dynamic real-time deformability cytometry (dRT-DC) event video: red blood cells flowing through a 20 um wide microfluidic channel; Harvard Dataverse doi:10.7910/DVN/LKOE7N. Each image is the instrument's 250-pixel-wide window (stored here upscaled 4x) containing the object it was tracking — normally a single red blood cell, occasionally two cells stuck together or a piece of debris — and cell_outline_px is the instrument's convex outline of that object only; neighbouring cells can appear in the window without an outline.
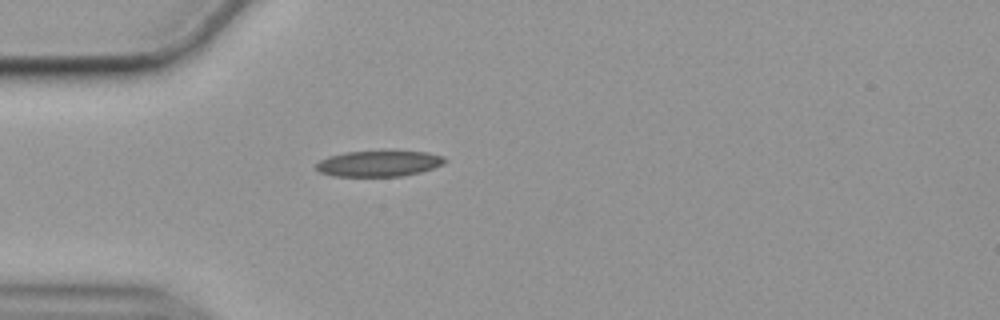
{"species": "common noctule bat (a hibernating species)", "species_latin": "Nyctalus noctula", "temperature_condition": "cold", "stored_images_in_passage": 41, "camera_frame_rate_fps": 3000, "um_per_image_px": 0.085, "animal": {"sex": "female", "body_mass_g": 19.9}, "frame": {"image": 1, "passage_image": 1, "time_ms": 0.0, "image_size_px": [1000, 320], "cell_outline_px": [[448, 160], [444, 164], [420, 172], [404, 176], [332, 176], [320, 172], [316, 168], [316, 164], [320, 160], [328, 156], [344, 152], [392, 148], [428, 152], [444, 156]], "centroid_in_image_um": [32.26, 13.84], "position_along_channel_um": 52.7, "area_um2": 20.46}}
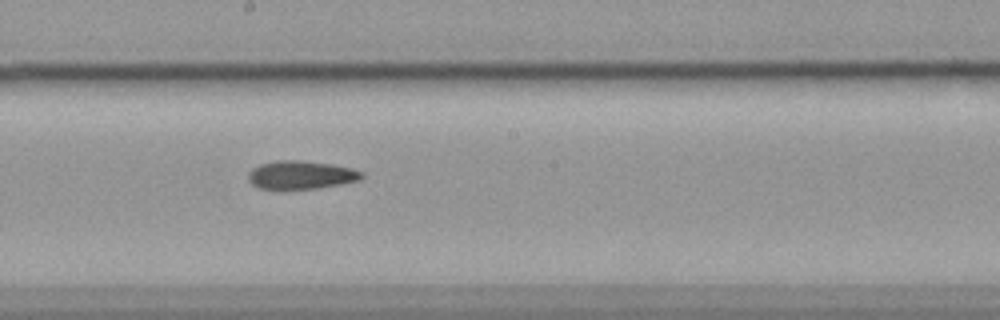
{"frame": {"image": 2, "passage_image": 16, "time_ms": 5.0, "image_size_px": [1000, 320], "cell_outline_px": [[364, 176], [360, 180], [340, 184], [316, 188], [260, 188], [252, 184], [248, 180], [248, 172], [252, 168], [260, 164], [276, 160], [300, 160], [332, 164], [352, 168], [364, 172]], "centroid_in_image_um": [25.6, 14.85], "position_along_channel_um": 222.6, "area_um2": 18.61}}
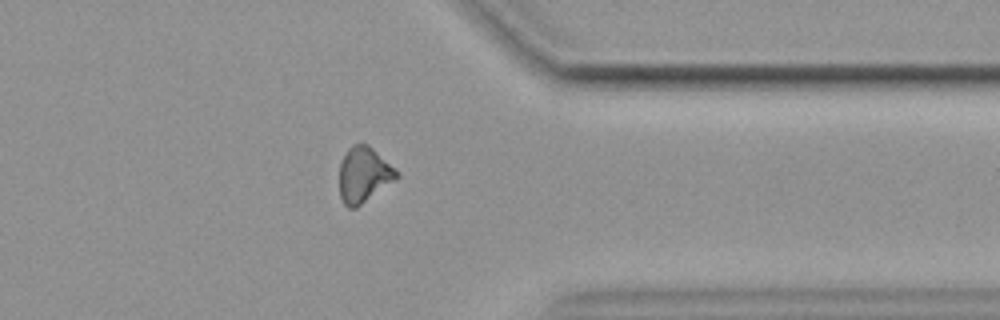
{"frame": {"image": 3, "passage_image": 30, "time_ms": 9.667, "image_size_px": [1000, 320], "cell_outline_px": [[400, 176], [356, 208], [348, 208], [344, 204], [340, 196], [340, 164], [348, 148], [352, 144], [368, 144], [396, 168], [400, 172]], "centroid_in_image_um": [30.94, 14.84], "position_along_channel_um": 380.5, "area_um2": 18.44}, "authors_computed_cell_mechanics": {"area_um2": 18.7272, "velocity_mm_per_s": 3.5578, "shape_relaxation_time_tau1_ms": 8.6124, "shape_relaxation_time_tau2_ms": 8.9861, "deformation_change_tau1": 0.1662, "deformation_change_tau2": 0.1878}}